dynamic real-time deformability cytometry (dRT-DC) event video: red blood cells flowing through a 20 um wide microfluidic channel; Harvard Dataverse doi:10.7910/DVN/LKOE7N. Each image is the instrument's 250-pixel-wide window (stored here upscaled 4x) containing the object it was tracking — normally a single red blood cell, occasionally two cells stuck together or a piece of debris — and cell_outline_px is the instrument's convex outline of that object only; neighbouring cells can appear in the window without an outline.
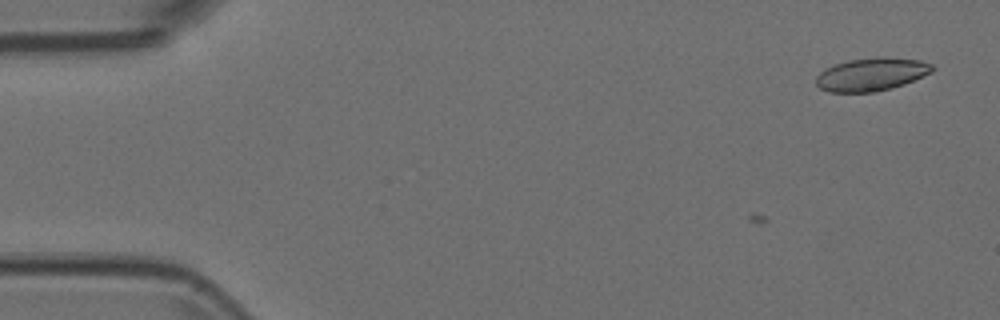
{"species": "Egyptian fruit bat (a non-hibernating species)", "species_latin": "Rousettus aegyptiacus", "temperature_condition": "room temperature", "stored_images_in_passage": 14, "camera_frame_rate_fps": 3000, "um_per_image_px": 0.085, "animal": {"sex": "female"}, "frame": {"image": 1, "passage_image": 1, "time_ms": 0.0, "image_size_px": [1000, 320], "cell_outline_px": [[936, 68], [932, 72], [904, 84], [892, 88], [876, 92], [828, 92], [820, 88], [816, 84], [816, 76], [824, 68], [848, 60], [884, 56], [920, 60], [932, 64]], "centroid_in_image_um": [74.08, 6.31], "position_along_channel_um": 10.9, "area_um2": 22.54}}
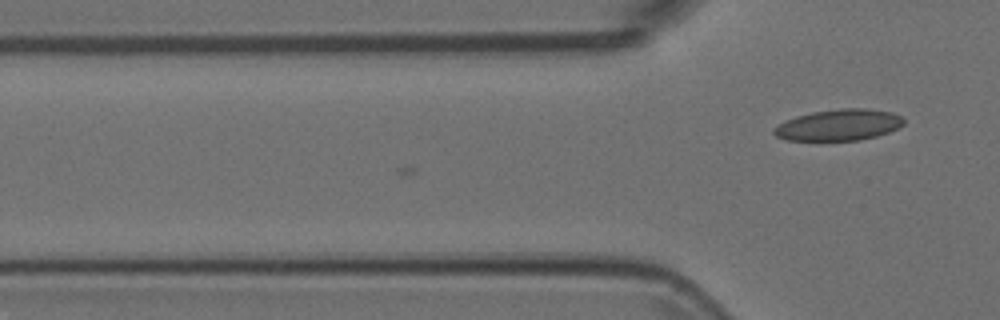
{"frame": {"image": 2, "passage_image": 14, "time_ms": 4.333, "image_size_px": [1000, 320], "cell_outline_px": [[904, 124], [888, 132], [876, 136], [860, 140], [788, 140], [776, 136], [772, 132], [772, 128], [796, 116], [812, 112], [840, 108], [868, 108], [892, 112], [904, 116]], "centroid_in_image_um": [71.33, 10.61], "position_along_channel_um": 54.5, "area_um2": 23.64}}